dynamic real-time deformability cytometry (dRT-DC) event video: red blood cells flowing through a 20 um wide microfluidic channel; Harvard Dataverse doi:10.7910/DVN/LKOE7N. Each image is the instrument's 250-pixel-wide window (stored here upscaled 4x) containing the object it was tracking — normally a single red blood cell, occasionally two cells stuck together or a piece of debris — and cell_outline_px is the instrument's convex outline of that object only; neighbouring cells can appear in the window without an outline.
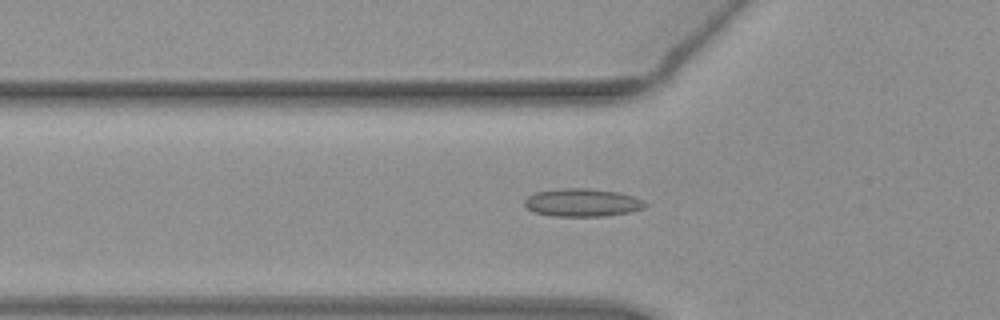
{"species": "common noctule bat (a hibernating species)", "species_latin": "Nyctalus noctula", "temperature_condition": "warm", "stored_images_in_passage": 42, "camera_frame_rate_fps": 3000, "um_per_image_px": 0.085, "animal": {"sex": "female", "body_mass_g": 19.3, "forearm_length_mm": 54.1}, "frame": {"image": 1, "passage_image": 13, "time_ms": 4.0, "image_size_px": [1000, 320], "cell_outline_px": [[648, 204], [644, 208], [628, 212], [604, 216], [552, 216], [536, 212], [528, 208], [524, 204], [524, 200], [528, 196], [536, 192], [560, 188], [588, 188], [616, 192], [632, 196]], "centroid_in_image_um": [49.47, 17.22], "position_along_channel_um": 76.3, "area_um2": 19.42}}
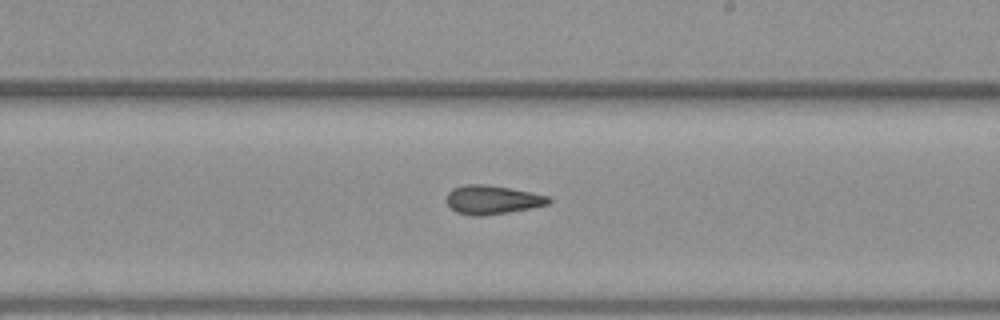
{"frame": {"image": 2, "passage_image": 26, "time_ms": 8.333, "image_size_px": [1000, 320], "cell_outline_px": [[552, 200], [548, 204], [532, 208], [508, 212], [480, 216], [472, 216], [456, 212], [448, 204], [448, 192], [452, 188], [464, 184], [484, 184], [508, 188], [548, 196]], "centroid_in_image_um": [41.83, 16.98], "position_along_channel_um": 247.2, "area_um2": 16.94}}
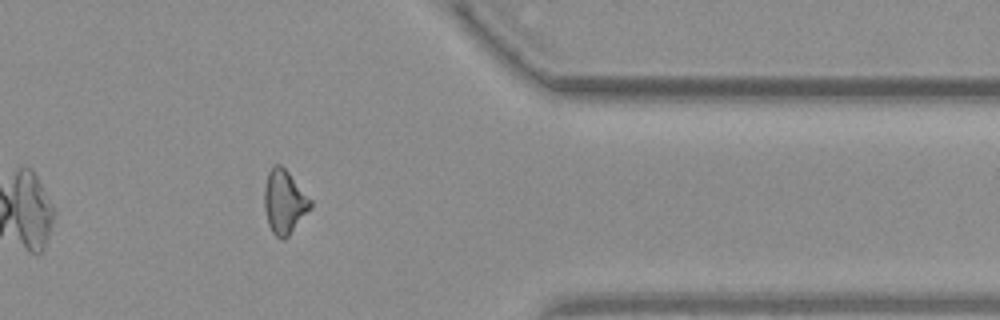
{"frame": {"image": 3, "passage_image": 38, "time_ms": 12.333, "image_size_px": [1000, 320], "cell_outline_px": [[312, 208], [288, 236], [284, 240], [280, 240], [272, 232], [268, 224], [264, 208], [264, 188], [268, 172], [272, 164], [280, 164], [288, 172], [312, 200]], "centroid_in_image_um": [24.16, 17.17], "position_along_channel_um": 387.2, "area_um2": 17.28}, "authors_computed_cell_mechanics": {"area_um2": 17.3111, "velocity_mm_per_s": 3.9245, "shape_relaxation_time_tau1_ms": null, "shape_relaxation_time_tau2_ms": 5.063, "deformation_change_tau1": null, "deformation_change_tau2": 0.1399}}